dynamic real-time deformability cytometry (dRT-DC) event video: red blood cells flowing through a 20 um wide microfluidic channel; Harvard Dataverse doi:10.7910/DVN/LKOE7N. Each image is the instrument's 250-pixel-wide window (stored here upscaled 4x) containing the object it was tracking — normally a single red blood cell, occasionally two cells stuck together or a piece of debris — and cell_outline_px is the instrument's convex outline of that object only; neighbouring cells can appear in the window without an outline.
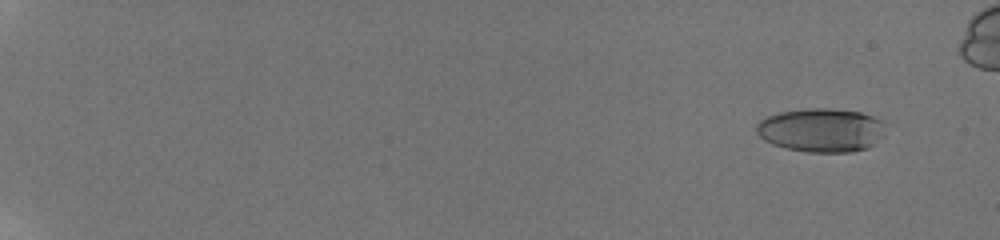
{"species": "human", "species_latin": "Homo sapiens", "temperature_condition": "room temperature", "stored_images_in_passage": 55, "camera_frame_rate_fps": 3000, "um_per_image_px": 0.085, "donor": {"sex": "male"}, "frame": {"image": 1, "passage_image": 2, "time_ms": 0.333, "image_size_px": [1000, 240], "cell_outline_px": [[884, 132], [868, 148], [852, 152], [808, 152], [784, 148], [772, 144], [764, 140], [756, 132], [756, 124], [764, 116], [780, 112], [808, 108], [832, 108], [860, 112], [872, 116], [880, 120]], "centroid_in_image_um": [69.74, 11.05], "position_along_channel_um": 15.3, "area_um2": 32.89}}
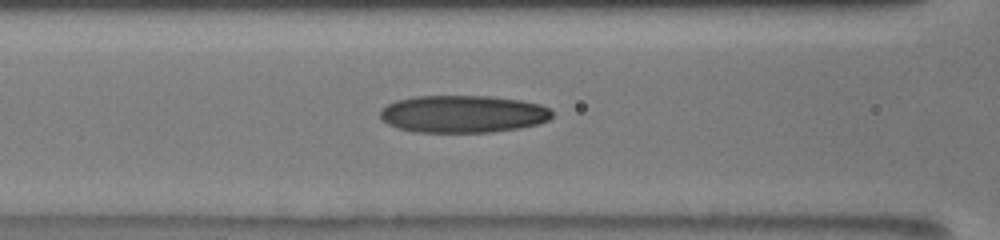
{"frame": {"image": 2, "passage_image": 28, "time_ms": 8.667, "image_size_px": [1000, 240], "cell_outline_px": [[552, 116], [548, 120], [540, 124], [520, 128], [492, 132], [416, 132], [396, 128], [388, 124], [380, 116], [380, 112], [388, 104], [396, 100], [416, 96], [488, 96], [520, 100], [540, 104], [548, 108], [552, 112]], "centroid_in_image_um": [39.37, 9.69], "position_along_channel_um": 127.2, "area_um2": 37.51}}
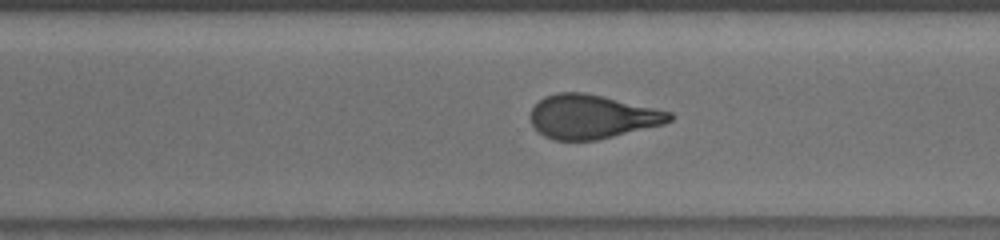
{"frame": {"image": 3, "passage_image": 43, "time_ms": 13.667, "image_size_px": [1000, 240], "cell_outline_px": [[672, 120], [664, 124], [596, 140], [552, 140], [544, 136], [532, 124], [528, 116], [532, 108], [544, 96], [556, 92], [584, 92], [604, 96], [656, 108], [672, 112]], "centroid_in_image_um": [50.3, 9.91], "position_along_channel_um": 320.3, "area_um2": 35.66}, "authors_computed_cell_mechanics": {"area_um2": 35.4314, "velocity_mm_per_s": 3.8668, "shape_relaxation_time_tau1_ms": 8.4843, "shape_relaxation_time_tau2_ms": 1.7621, "deformation_change_tau1": 0.2599, "deformation_change_tau2": 0.0986}}